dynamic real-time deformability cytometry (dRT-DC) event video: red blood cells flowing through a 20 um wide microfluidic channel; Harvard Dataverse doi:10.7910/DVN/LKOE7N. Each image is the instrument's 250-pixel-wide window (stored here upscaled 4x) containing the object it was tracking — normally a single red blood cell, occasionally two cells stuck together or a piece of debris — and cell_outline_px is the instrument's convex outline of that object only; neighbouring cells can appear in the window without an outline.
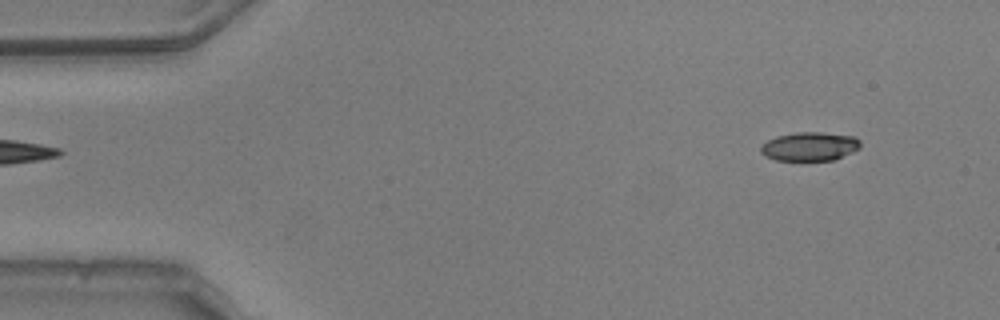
{"species": "common noctule bat (a hibernating species)", "species_latin": "Nyctalus noctula", "temperature_condition": "warm", "stored_images_in_passage": 50, "camera_frame_rate_fps": 3000, "um_per_image_px": 0.085, "animal": {"sex": "male", "body_mass_g": 20.5, "forearm_length_mm": 52.5}, "frame": {"image": 1, "passage_image": 1, "time_ms": 0.0, "image_size_px": [1000, 320], "cell_outline_px": [[860, 148], [852, 152], [832, 160], [776, 160], [764, 156], [760, 152], [760, 144], [776, 136], [796, 132], [820, 132], [852, 136], [860, 140]], "centroid_in_image_um": [68.78, 12.44], "position_along_channel_um": 16.2, "area_um2": 16.7}}
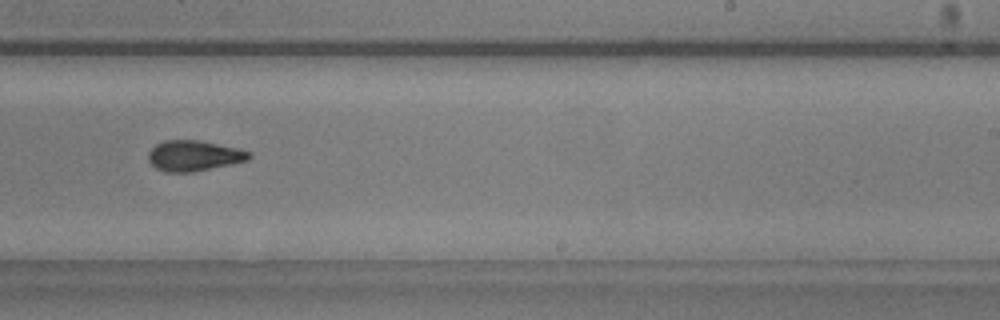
{"frame": {"image": 2, "passage_image": 29, "time_ms": 9.333, "image_size_px": [1000, 320], "cell_outline_px": [[252, 156], [248, 160], [192, 172], [164, 172], [156, 168], [148, 160], [148, 152], [156, 144], [164, 140], [200, 140], [236, 148], [252, 152]], "centroid_in_image_um": [16.46, 13.23], "position_along_channel_um": 272.5, "area_um2": 17.86}}
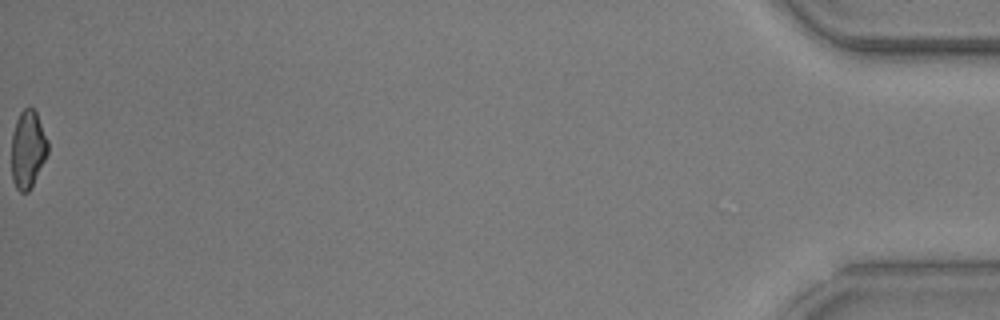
{"frame": {"image": 3, "passage_image": 50, "time_ms": 16.333, "image_size_px": [1000, 320], "cell_outline_px": [[48, 152], [28, 192], [20, 192], [16, 188], [12, 180], [12, 132], [16, 120], [20, 112], [24, 108], [32, 108], [36, 112], [48, 140]], "centroid_in_image_um": [2.35, 12.67], "position_along_channel_um": 432.8, "area_um2": 16.24}, "authors_computed_cell_mechanics": {"area_um2": 17.6001, "velocity_mm_per_s": 3.7865, "shape_relaxation_time_tau1_ms": 2.9875, "shape_relaxation_time_tau2_ms": 3.2225, "deformation_change_tau1": 0.1414, "deformation_change_tau2": 0.1162}}